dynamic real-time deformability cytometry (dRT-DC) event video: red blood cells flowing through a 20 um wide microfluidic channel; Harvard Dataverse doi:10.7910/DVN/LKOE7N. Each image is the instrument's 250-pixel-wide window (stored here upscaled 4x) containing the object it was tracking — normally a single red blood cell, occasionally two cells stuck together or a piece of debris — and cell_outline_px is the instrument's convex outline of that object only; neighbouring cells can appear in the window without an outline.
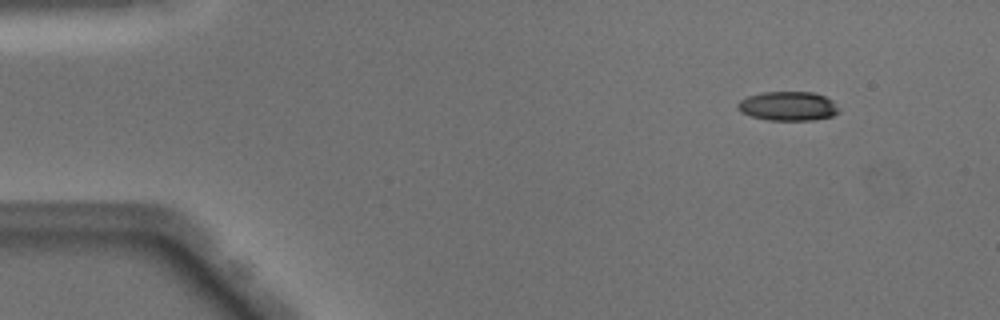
{"species": "Egyptian fruit bat (a non-hibernating species)", "species_latin": "Rousettus aegyptiacus", "temperature_condition": "warm", "stored_images_in_passage": 49, "camera_frame_rate_fps": 3000, "um_per_image_px": 0.085, "animal": {"sex": "male"}, "frame": {"image": 1, "passage_image": 5, "time_ms": 1.333, "image_size_px": [1000, 320], "cell_outline_px": [[840, 112], [832, 116], [812, 120], [768, 120], [752, 116], [740, 112], [736, 108], [736, 104], [740, 100], [748, 96], [764, 92], [812, 92], [824, 96], [832, 100]], "centroid_in_image_um": [66.96, 9.02], "position_along_channel_um": 18.0, "area_um2": 17.17}}
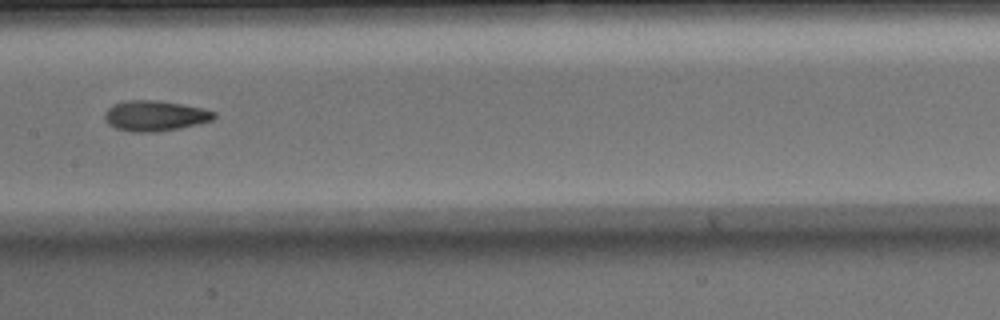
{"frame": {"image": 2, "passage_image": 25, "time_ms": 8.0, "image_size_px": [1000, 320], "cell_outline_px": [[216, 116], [212, 120], [180, 128], [156, 132], [132, 132], [116, 128], [108, 124], [104, 116], [104, 112], [112, 104], [128, 100], [160, 100], [204, 108], [216, 112]], "centroid_in_image_um": [13.17, 9.83], "position_along_channel_um": 194.2, "area_um2": 19.54}}
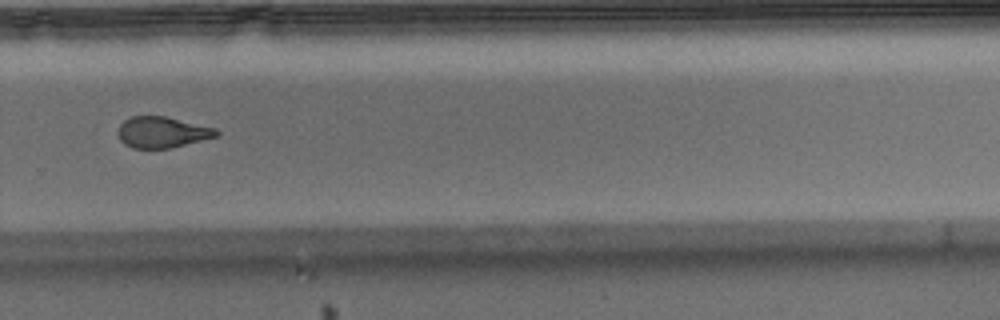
{"frame": {"image": 3, "passage_image": 34, "time_ms": 11.0, "image_size_px": [1000, 320], "cell_outline_px": [[220, 132], [216, 136], [168, 148], [132, 148], [124, 144], [120, 140], [116, 132], [120, 124], [124, 120], [132, 116], [164, 116], [216, 128]], "centroid_in_image_um": [13.72, 11.23], "position_along_channel_um": 316.1, "area_um2": 17.63}, "authors_computed_cell_mechanics": {"area_um2": 18.3804, "velocity_mm_per_s": 4.0781, "shape_relaxation_time_tau1_ms": 5.0683, "shape_relaxation_time_tau2_ms": 2.6568, "deformation_change_tau1": 0.1857, "deformation_change_tau2": 0.103}}